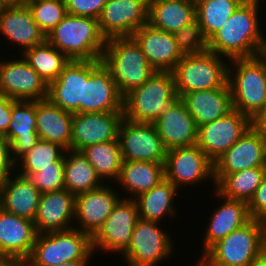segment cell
Instances as JSON below:
<instances>
[{"label":"cell","mask_w":266,"mask_h":266,"mask_svg":"<svg viewBox=\"0 0 266 266\" xmlns=\"http://www.w3.org/2000/svg\"><path fill=\"white\" fill-rule=\"evenodd\" d=\"M73 113L62 110L48 98L36 101V128L41 140L70 149Z\"/></svg>","instance_id":"cell-31"},{"label":"cell","mask_w":266,"mask_h":266,"mask_svg":"<svg viewBox=\"0 0 266 266\" xmlns=\"http://www.w3.org/2000/svg\"><path fill=\"white\" fill-rule=\"evenodd\" d=\"M196 19L195 0H149L148 23L175 33Z\"/></svg>","instance_id":"cell-32"},{"label":"cell","mask_w":266,"mask_h":266,"mask_svg":"<svg viewBox=\"0 0 266 266\" xmlns=\"http://www.w3.org/2000/svg\"><path fill=\"white\" fill-rule=\"evenodd\" d=\"M123 112V95L101 60H83V113Z\"/></svg>","instance_id":"cell-11"},{"label":"cell","mask_w":266,"mask_h":266,"mask_svg":"<svg viewBox=\"0 0 266 266\" xmlns=\"http://www.w3.org/2000/svg\"><path fill=\"white\" fill-rule=\"evenodd\" d=\"M262 7L260 3H241L208 40V51L228 61L261 55L266 44V35L261 27L264 24H260L263 22L259 14Z\"/></svg>","instance_id":"cell-1"},{"label":"cell","mask_w":266,"mask_h":266,"mask_svg":"<svg viewBox=\"0 0 266 266\" xmlns=\"http://www.w3.org/2000/svg\"><path fill=\"white\" fill-rule=\"evenodd\" d=\"M164 173L165 179L179 191H182L184 186L192 187L200 183L203 185L202 182L205 181L207 185L212 182V188L215 189L214 163L197 144L168 150L164 162Z\"/></svg>","instance_id":"cell-10"},{"label":"cell","mask_w":266,"mask_h":266,"mask_svg":"<svg viewBox=\"0 0 266 266\" xmlns=\"http://www.w3.org/2000/svg\"><path fill=\"white\" fill-rule=\"evenodd\" d=\"M11 2H24L25 0H10Z\"/></svg>","instance_id":"cell-56"},{"label":"cell","mask_w":266,"mask_h":266,"mask_svg":"<svg viewBox=\"0 0 266 266\" xmlns=\"http://www.w3.org/2000/svg\"><path fill=\"white\" fill-rule=\"evenodd\" d=\"M262 253L266 256V232L263 238Z\"/></svg>","instance_id":"cell-53"},{"label":"cell","mask_w":266,"mask_h":266,"mask_svg":"<svg viewBox=\"0 0 266 266\" xmlns=\"http://www.w3.org/2000/svg\"><path fill=\"white\" fill-rule=\"evenodd\" d=\"M248 210L251 218L266 222V174L253 197L249 200Z\"/></svg>","instance_id":"cell-44"},{"label":"cell","mask_w":266,"mask_h":266,"mask_svg":"<svg viewBox=\"0 0 266 266\" xmlns=\"http://www.w3.org/2000/svg\"><path fill=\"white\" fill-rule=\"evenodd\" d=\"M76 195L66 189L42 193L34 225L37 234L74 228Z\"/></svg>","instance_id":"cell-23"},{"label":"cell","mask_w":266,"mask_h":266,"mask_svg":"<svg viewBox=\"0 0 266 266\" xmlns=\"http://www.w3.org/2000/svg\"><path fill=\"white\" fill-rule=\"evenodd\" d=\"M11 116L6 138L10 143L11 159L16 163L40 139L36 128V101L13 100Z\"/></svg>","instance_id":"cell-26"},{"label":"cell","mask_w":266,"mask_h":266,"mask_svg":"<svg viewBox=\"0 0 266 266\" xmlns=\"http://www.w3.org/2000/svg\"><path fill=\"white\" fill-rule=\"evenodd\" d=\"M1 37L2 40L6 38L5 40L11 42L6 44L12 45L11 50L16 46L18 49L15 52L21 54L46 40L45 34L39 29L25 2H11L0 15Z\"/></svg>","instance_id":"cell-19"},{"label":"cell","mask_w":266,"mask_h":266,"mask_svg":"<svg viewBox=\"0 0 266 266\" xmlns=\"http://www.w3.org/2000/svg\"><path fill=\"white\" fill-rule=\"evenodd\" d=\"M37 237L34 221L0 208V254L12 263L23 265Z\"/></svg>","instance_id":"cell-22"},{"label":"cell","mask_w":266,"mask_h":266,"mask_svg":"<svg viewBox=\"0 0 266 266\" xmlns=\"http://www.w3.org/2000/svg\"><path fill=\"white\" fill-rule=\"evenodd\" d=\"M251 128L266 136V104L250 118Z\"/></svg>","instance_id":"cell-47"},{"label":"cell","mask_w":266,"mask_h":266,"mask_svg":"<svg viewBox=\"0 0 266 266\" xmlns=\"http://www.w3.org/2000/svg\"><path fill=\"white\" fill-rule=\"evenodd\" d=\"M266 222L251 219L214 244L200 260L206 266H249L262 253Z\"/></svg>","instance_id":"cell-7"},{"label":"cell","mask_w":266,"mask_h":266,"mask_svg":"<svg viewBox=\"0 0 266 266\" xmlns=\"http://www.w3.org/2000/svg\"><path fill=\"white\" fill-rule=\"evenodd\" d=\"M0 190L3 210L34 221L41 193L28 177L15 171L0 183Z\"/></svg>","instance_id":"cell-28"},{"label":"cell","mask_w":266,"mask_h":266,"mask_svg":"<svg viewBox=\"0 0 266 266\" xmlns=\"http://www.w3.org/2000/svg\"><path fill=\"white\" fill-rule=\"evenodd\" d=\"M47 98L64 111L83 113V60H70L48 85Z\"/></svg>","instance_id":"cell-29"},{"label":"cell","mask_w":266,"mask_h":266,"mask_svg":"<svg viewBox=\"0 0 266 266\" xmlns=\"http://www.w3.org/2000/svg\"><path fill=\"white\" fill-rule=\"evenodd\" d=\"M228 62L211 51L183 56L171 71L179 98L185 93L222 87L227 82Z\"/></svg>","instance_id":"cell-8"},{"label":"cell","mask_w":266,"mask_h":266,"mask_svg":"<svg viewBox=\"0 0 266 266\" xmlns=\"http://www.w3.org/2000/svg\"><path fill=\"white\" fill-rule=\"evenodd\" d=\"M160 224L140 217L137 219L129 245L120 255L125 265L158 266L175 254V240Z\"/></svg>","instance_id":"cell-9"},{"label":"cell","mask_w":266,"mask_h":266,"mask_svg":"<svg viewBox=\"0 0 266 266\" xmlns=\"http://www.w3.org/2000/svg\"><path fill=\"white\" fill-rule=\"evenodd\" d=\"M173 37L182 56L198 55L208 51V40L197 19L173 33Z\"/></svg>","instance_id":"cell-41"},{"label":"cell","mask_w":266,"mask_h":266,"mask_svg":"<svg viewBox=\"0 0 266 266\" xmlns=\"http://www.w3.org/2000/svg\"><path fill=\"white\" fill-rule=\"evenodd\" d=\"M13 263L6 257L0 254V266H11Z\"/></svg>","instance_id":"cell-51"},{"label":"cell","mask_w":266,"mask_h":266,"mask_svg":"<svg viewBox=\"0 0 266 266\" xmlns=\"http://www.w3.org/2000/svg\"><path fill=\"white\" fill-rule=\"evenodd\" d=\"M107 0H65L67 14L98 19Z\"/></svg>","instance_id":"cell-43"},{"label":"cell","mask_w":266,"mask_h":266,"mask_svg":"<svg viewBox=\"0 0 266 266\" xmlns=\"http://www.w3.org/2000/svg\"><path fill=\"white\" fill-rule=\"evenodd\" d=\"M0 208H1V190H0Z\"/></svg>","instance_id":"cell-58"},{"label":"cell","mask_w":266,"mask_h":266,"mask_svg":"<svg viewBox=\"0 0 266 266\" xmlns=\"http://www.w3.org/2000/svg\"><path fill=\"white\" fill-rule=\"evenodd\" d=\"M227 83L233 109L251 118L266 104V58L229 60Z\"/></svg>","instance_id":"cell-3"},{"label":"cell","mask_w":266,"mask_h":266,"mask_svg":"<svg viewBox=\"0 0 266 266\" xmlns=\"http://www.w3.org/2000/svg\"><path fill=\"white\" fill-rule=\"evenodd\" d=\"M251 127L250 118L235 109L198 127V147L214 163Z\"/></svg>","instance_id":"cell-16"},{"label":"cell","mask_w":266,"mask_h":266,"mask_svg":"<svg viewBox=\"0 0 266 266\" xmlns=\"http://www.w3.org/2000/svg\"><path fill=\"white\" fill-rule=\"evenodd\" d=\"M214 192V198L220 202L217 208L211 209V216L208 218L209 222L205 225V234L203 235L202 243L203 249L199 259L218 241L229 235L231 232L242 227L249 222L252 218L249 214L248 203L242 200H235L225 198L220 195L215 189H211ZM221 199V200H220Z\"/></svg>","instance_id":"cell-20"},{"label":"cell","mask_w":266,"mask_h":266,"mask_svg":"<svg viewBox=\"0 0 266 266\" xmlns=\"http://www.w3.org/2000/svg\"><path fill=\"white\" fill-rule=\"evenodd\" d=\"M0 59L1 95L14 100L26 101H38L48 97L47 83L25 61L21 54L11 53L10 58L6 57L7 60L2 56Z\"/></svg>","instance_id":"cell-13"},{"label":"cell","mask_w":266,"mask_h":266,"mask_svg":"<svg viewBox=\"0 0 266 266\" xmlns=\"http://www.w3.org/2000/svg\"><path fill=\"white\" fill-rule=\"evenodd\" d=\"M65 153L66 149L61 145L39 139L37 144L15 163V170L19 175L28 177L42 171L46 166H65Z\"/></svg>","instance_id":"cell-38"},{"label":"cell","mask_w":266,"mask_h":266,"mask_svg":"<svg viewBox=\"0 0 266 266\" xmlns=\"http://www.w3.org/2000/svg\"><path fill=\"white\" fill-rule=\"evenodd\" d=\"M64 171L65 166H46L42 171L30 174L28 178L41 194L53 192L65 189Z\"/></svg>","instance_id":"cell-42"},{"label":"cell","mask_w":266,"mask_h":266,"mask_svg":"<svg viewBox=\"0 0 266 266\" xmlns=\"http://www.w3.org/2000/svg\"><path fill=\"white\" fill-rule=\"evenodd\" d=\"M192 266H206L200 259H198V261L193 265L192 263Z\"/></svg>","instance_id":"cell-54"},{"label":"cell","mask_w":266,"mask_h":266,"mask_svg":"<svg viewBox=\"0 0 266 266\" xmlns=\"http://www.w3.org/2000/svg\"><path fill=\"white\" fill-rule=\"evenodd\" d=\"M101 61L123 96L144 84L156 71L132 36L106 40Z\"/></svg>","instance_id":"cell-4"},{"label":"cell","mask_w":266,"mask_h":266,"mask_svg":"<svg viewBox=\"0 0 266 266\" xmlns=\"http://www.w3.org/2000/svg\"><path fill=\"white\" fill-rule=\"evenodd\" d=\"M15 162L11 159V149L8 139L0 135V183L14 173Z\"/></svg>","instance_id":"cell-45"},{"label":"cell","mask_w":266,"mask_h":266,"mask_svg":"<svg viewBox=\"0 0 266 266\" xmlns=\"http://www.w3.org/2000/svg\"><path fill=\"white\" fill-rule=\"evenodd\" d=\"M180 191L168 180H162L151 190L141 194L135 200L141 219L162 223L164 219L179 214L175 206ZM177 198V199H175ZM176 200V201H175Z\"/></svg>","instance_id":"cell-33"},{"label":"cell","mask_w":266,"mask_h":266,"mask_svg":"<svg viewBox=\"0 0 266 266\" xmlns=\"http://www.w3.org/2000/svg\"><path fill=\"white\" fill-rule=\"evenodd\" d=\"M249 266H266V256L261 253Z\"/></svg>","instance_id":"cell-48"},{"label":"cell","mask_w":266,"mask_h":266,"mask_svg":"<svg viewBox=\"0 0 266 266\" xmlns=\"http://www.w3.org/2000/svg\"><path fill=\"white\" fill-rule=\"evenodd\" d=\"M112 185L105 183L100 188L76 195L75 229L87 233L91 238L96 234L121 198L117 186Z\"/></svg>","instance_id":"cell-17"},{"label":"cell","mask_w":266,"mask_h":266,"mask_svg":"<svg viewBox=\"0 0 266 266\" xmlns=\"http://www.w3.org/2000/svg\"><path fill=\"white\" fill-rule=\"evenodd\" d=\"M105 183L81 151L66 150L64 186L75 195L100 188Z\"/></svg>","instance_id":"cell-35"},{"label":"cell","mask_w":266,"mask_h":266,"mask_svg":"<svg viewBox=\"0 0 266 266\" xmlns=\"http://www.w3.org/2000/svg\"><path fill=\"white\" fill-rule=\"evenodd\" d=\"M262 55L266 58V44H265V46H264V50H263Z\"/></svg>","instance_id":"cell-55"},{"label":"cell","mask_w":266,"mask_h":266,"mask_svg":"<svg viewBox=\"0 0 266 266\" xmlns=\"http://www.w3.org/2000/svg\"><path fill=\"white\" fill-rule=\"evenodd\" d=\"M46 40L70 60H101L106 39L98 19L67 14Z\"/></svg>","instance_id":"cell-2"},{"label":"cell","mask_w":266,"mask_h":266,"mask_svg":"<svg viewBox=\"0 0 266 266\" xmlns=\"http://www.w3.org/2000/svg\"><path fill=\"white\" fill-rule=\"evenodd\" d=\"M239 1L241 3H261V4L264 2V0H239Z\"/></svg>","instance_id":"cell-52"},{"label":"cell","mask_w":266,"mask_h":266,"mask_svg":"<svg viewBox=\"0 0 266 266\" xmlns=\"http://www.w3.org/2000/svg\"><path fill=\"white\" fill-rule=\"evenodd\" d=\"M11 4L10 0H0V15Z\"/></svg>","instance_id":"cell-50"},{"label":"cell","mask_w":266,"mask_h":266,"mask_svg":"<svg viewBox=\"0 0 266 266\" xmlns=\"http://www.w3.org/2000/svg\"><path fill=\"white\" fill-rule=\"evenodd\" d=\"M132 37L156 71H172L183 57L173 34L152 27L149 23L136 30Z\"/></svg>","instance_id":"cell-25"},{"label":"cell","mask_w":266,"mask_h":266,"mask_svg":"<svg viewBox=\"0 0 266 266\" xmlns=\"http://www.w3.org/2000/svg\"><path fill=\"white\" fill-rule=\"evenodd\" d=\"M91 262L92 261H71V262L61 263L56 266H88L90 265L89 263Z\"/></svg>","instance_id":"cell-49"},{"label":"cell","mask_w":266,"mask_h":266,"mask_svg":"<svg viewBox=\"0 0 266 266\" xmlns=\"http://www.w3.org/2000/svg\"><path fill=\"white\" fill-rule=\"evenodd\" d=\"M266 174V167H253L232 174H214L215 190L225 198L249 202Z\"/></svg>","instance_id":"cell-34"},{"label":"cell","mask_w":266,"mask_h":266,"mask_svg":"<svg viewBox=\"0 0 266 266\" xmlns=\"http://www.w3.org/2000/svg\"><path fill=\"white\" fill-rule=\"evenodd\" d=\"M123 112L74 113L70 150L117 140Z\"/></svg>","instance_id":"cell-18"},{"label":"cell","mask_w":266,"mask_h":266,"mask_svg":"<svg viewBox=\"0 0 266 266\" xmlns=\"http://www.w3.org/2000/svg\"><path fill=\"white\" fill-rule=\"evenodd\" d=\"M45 36L67 15L65 0H25Z\"/></svg>","instance_id":"cell-40"},{"label":"cell","mask_w":266,"mask_h":266,"mask_svg":"<svg viewBox=\"0 0 266 266\" xmlns=\"http://www.w3.org/2000/svg\"><path fill=\"white\" fill-rule=\"evenodd\" d=\"M14 99L0 94V135L7 137L8 128L12 121L11 107Z\"/></svg>","instance_id":"cell-46"},{"label":"cell","mask_w":266,"mask_h":266,"mask_svg":"<svg viewBox=\"0 0 266 266\" xmlns=\"http://www.w3.org/2000/svg\"><path fill=\"white\" fill-rule=\"evenodd\" d=\"M25 61L49 85L55 81L70 59L47 40L42 44L27 49L22 54Z\"/></svg>","instance_id":"cell-37"},{"label":"cell","mask_w":266,"mask_h":266,"mask_svg":"<svg viewBox=\"0 0 266 266\" xmlns=\"http://www.w3.org/2000/svg\"><path fill=\"white\" fill-rule=\"evenodd\" d=\"M164 179V163L123 161L119 178L114 184L119 188L118 191L123 189V192H120L121 198L135 200ZM124 192L127 194L123 196L121 193Z\"/></svg>","instance_id":"cell-30"},{"label":"cell","mask_w":266,"mask_h":266,"mask_svg":"<svg viewBox=\"0 0 266 266\" xmlns=\"http://www.w3.org/2000/svg\"><path fill=\"white\" fill-rule=\"evenodd\" d=\"M81 153L104 183L117 182L123 163L118 139L87 146Z\"/></svg>","instance_id":"cell-36"},{"label":"cell","mask_w":266,"mask_h":266,"mask_svg":"<svg viewBox=\"0 0 266 266\" xmlns=\"http://www.w3.org/2000/svg\"><path fill=\"white\" fill-rule=\"evenodd\" d=\"M149 0H107L98 18L102 36L108 40L131 37L148 23Z\"/></svg>","instance_id":"cell-15"},{"label":"cell","mask_w":266,"mask_h":266,"mask_svg":"<svg viewBox=\"0 0 266 266\" xmlns=\"http://www.w3.org/2000/svg\"><path fill=\"white\" fill-rule=\"evenodd\" d=\"M138 218L136 200L120 198L101 228L92 237L93 253L102 251L104 255H120L129 245Z\"/></svg>","instance_id":"cell-12"},{"label":"cell","mask_w":266,"mask_h":266,"mask_svg":"<svg viewBox=\"0 0 266 266\" xmlns=\"http://www.w3.org/2000/svg\"><path fill=\"white\" fill-rule=\"evenodd\" d=\"M92 238L72 228L66 231L37 234L29 258L22 266H56L71 261H91Z\"/></svg>","instance_id":"cell-6"},{"label":"cell","mask_w":266,"mask_h":266,"mask_svg":"<svg viewBox=\"0 0 266 266\" xmlns=\"http://www.w3.org/2000/svg\"><path fill=\"white\" fill-rule=\"evenodd\" d=\"M196 19L209 40L241 4L239 0H195Z\"/></svg>","instance_id":"cell-39"},{"label":"cell","mask_w":266,"mask_h":266,"mask_svg":"<svg viewBox=\"0 0 266 266\" xmlns=\"http://www.w3.org/2000/svg\"><path fill=\"white\" fill-rule=\"evenodd\" d=\"M180 99L197 127L217 120L233 110L232 96L227 82L220 88L185 93Z\"/></svg>","instance_id":"cell-27"},{"label":"cell","mask_w":266,"mask_h":266,"mask_svg":"<svg viewBox=\"0 0 266 266\" xmlns=\"http://www.w3.org/2000/svg\"><path fill=\"white\" fill-rule=\"evenodd\" d=\"M11 266H22L21 264L13 263Z\"/></svg>","instance_id":"cell-57"},{"label":"cell","mask_w":266,"mask_h":266,"mask_svg":"<svg viewBox=\"0 0 266 266\" xmlns=\"http://www.w3.org/2000/svg\"><path fill=\"white\" fill-rule=\"evenodd\" d=\"M154 125L167 151L197 144L198 127L180 98L160 115Z\"/></svg>","instance_id":"cell-24"},{"label":"cell","mask_w":266,"mask_h":266,"mask_svg":"<svg viewBox=\"0 0 266 266\" xmlns=\"http://www.w3.org/2000/svg\"><path fill=\"white\" fill-rule=\"evenodd\" d=\"M178 98L172 72L155 71L144 84L123 96V116L135 122L154 123Z\"/></svg>","instance_id":"cell-5"},{"label":"cell","mask_w":266,"mask_h":266,"mask_svg":"<svg viewBox=\"0 0 266 266\" xmlns=\"http://www.w3.org/2000/svg\"><path fill=\"white\" fill-rule=\"evenodd\" d=\"M266 167V136L251 127L214 162V174Z\"/></svg>","instance_id":"cell-21"},{"label":"cell","mask_w":266,"mask_h":266,"mask_svg":"<svg viewBox=\"0 0 266 266\" xmlns=\"http://www.w3.org/2000/svg\"><path fill=\"white\" fill-rule=\"evenodd\" d=\"M117 139L123 161L165 162L167 150L154 123L123 118Z\"/></svg>","instance_id":"cell-14"}]
</instances>
